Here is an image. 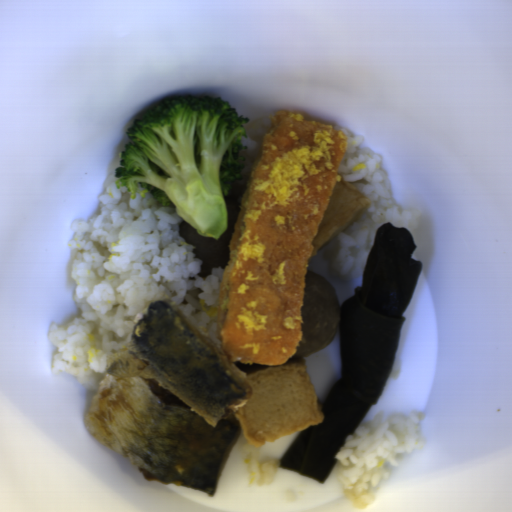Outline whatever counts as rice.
<instances>
[{
	"label": "rice",
	"mask_w": 512,
	"mask_h": 512,
	"mask_svg": "<svg viewBox=\"0 0 512 512\" xmlns=\"http://www.w3.org/2000/svg\"><path fill=\"white\" fill-rule=\"evenodd\" d=\"M116 179L104 183L100 214L72 224L68 245L77 250L71 277L80 316L62 326L52 323L47 338L59 349L52 374L77 376L95 392L155 301L177 309L223 353L217 338L221 317L211 319L200 304L211 311L218 302L221 266L210 276L198 275L203 262L180 237L185 221L177 209L160 205L150 192L131 198L127 187L116 188Z\"/></svg>",
	"instance_id": "1"
},
{
	"label": "rice",
	"mask_w": 512,
	"mask_h": 512,
	"mask_svg": "<svg viewBox=\"0 0 512 512\" xmlns=\"http://www.w3.org/2000/svg\"><path fill=\"white\" fill-rule=\"evenodd\" d=\"M345 135L344 154L338 165V182L344 180L362 194L370 205L350 225L322 244L308 261L309 272L324 276L333 286L342 305L362 286L367 258L374 244V235L384 223L416 231L422 210L402 208L395 204L389 180L381 160L371 150L358 149L363 135L339 130Z\"/></svg>",
	"instance_id": "2"
},
{
	"label": "rice",
	"mask_w": 512,
	"mask_h": 512,
	"mask_svg": "<svg viewBox=\"0 0 512 512\" xmlns=\"http://www.w3.org/2000/svg\"><path fill=\"white\" fill-rule=\"evenodd\" d=\"M384 414L379 412L360 421L334 454L336 462L330 472L360 509L373 500L374 495L368 492L369 483L379 487L381 480L388 478L390 473L383 463L395 465L396 456L425 446L420 427L424 413H395L382 421Z\"/></svg>",
	"instance_id": "3"
},
{
	"label": "rice",
	"mask_w": 512,
	"mask_h": 512,
	"mask_svg": "<svg viewBox=\"0 0 512 512\" xmlns=\"http://www.w3.org/2000/svg\"><path fill=\"white\" fill-rule=\"evenodd\" d=\"M320 405L327 399L342 376L340 326L332 343L303 359Z\"/></svg>",
	"instance_id": "4"
},
{
	"label": "rice",
	"mask_w": 512,
	"mask_h": 512,
	"mask_svg": "<svg viewBox=\"0 0 512 512\" xmlns=\"http://www.w3.org/2000/svg\"><path fill=\"white\" fill-rule=\"evenodd\" d=\"M271 116L267 114L242 123L246 135L242 136L241 143L247 147L246 150L239 152V156L244 157V159H238L237 161L240 166H243L242 174L241 178L232 182L227 196V198H232L237 203L247 186L251 168L257 156L263 150L265 137L272 128Z\"/></svg>",
	"instance_id": "5"
},
{
	"label": "rice",
	"mask_w": 512,
	"mask_h": 512,
	"mask_svg": "<svg viewBox=\"0 0 512 512\" xmlns=\"http://www.w3.org/2000/svg\"><path fill=\"white\" fill-rule=\"evenodd\" d=\"M282 459V458H281ZM281 459L276 460H250L245 459L248 467V482L250 485H269L274 482L277 474L284 467H280Z\"/></svg>",
	"instance_id": "6"
}]
</instances>
